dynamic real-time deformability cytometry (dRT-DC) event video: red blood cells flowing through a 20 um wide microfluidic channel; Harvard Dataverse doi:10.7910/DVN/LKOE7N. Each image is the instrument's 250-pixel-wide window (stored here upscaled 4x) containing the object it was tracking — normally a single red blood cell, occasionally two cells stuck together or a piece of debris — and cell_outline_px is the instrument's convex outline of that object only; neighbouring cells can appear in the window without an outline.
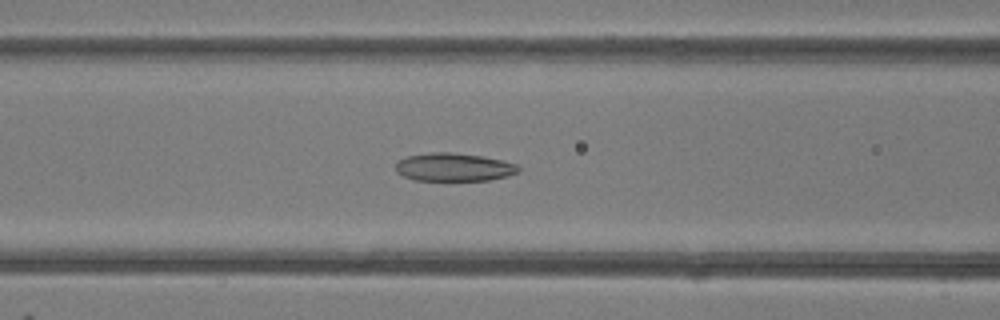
{"species": "common noctule bat (a hibernating species)", "species_latin": "Nyctalus noctula", "temperature_condition": "room temperature", "stored_images_in_passage": 49, "camera_frame_rate_fps": 3000, "um_per_image_px": 0.085, "animal": {"sex": "female"}, "frame": {"image": 1, "passage_image": 20, "time_ms": 6.333, "image_size_px": [1000, 320], "cell_outline_px": [[520, 172], [508, 176], [488, 180], [416, 180], [404, 176], [396, 172], [396, 164], [400, 160], [408, 156], [432, 152], [452, 152], [480, 156], [500, 160], [516, 164], [520, 168]], "centroid_in_image_um": [38.59, 14.21], "position_along_channel_um": 128.0, "area_um2": 19.94}}
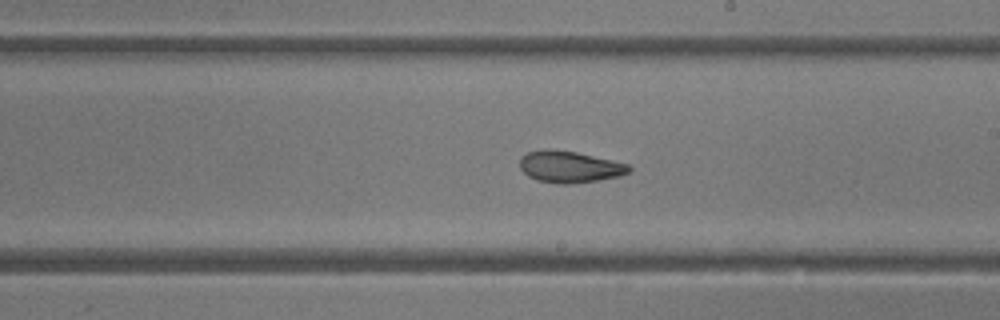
{"frame": {"image": 2, "passage_image": 28, "time_ms": 9.0, "image_size_px": [1000, 320], "cell_outline_px": [[632, 168], [628, 172], [620, 176], [572, 184], [556, 184], [536, 180], [528, 176], [520, 168], [520, 156], [528, 152], [544, 148], [548, 148], [576, 152], [612, 160], [628, 164]], "centroid_in_image_um": [48.38, 14.17], "position_along_channel_um": 240.6, "area_um2": 20.23}}
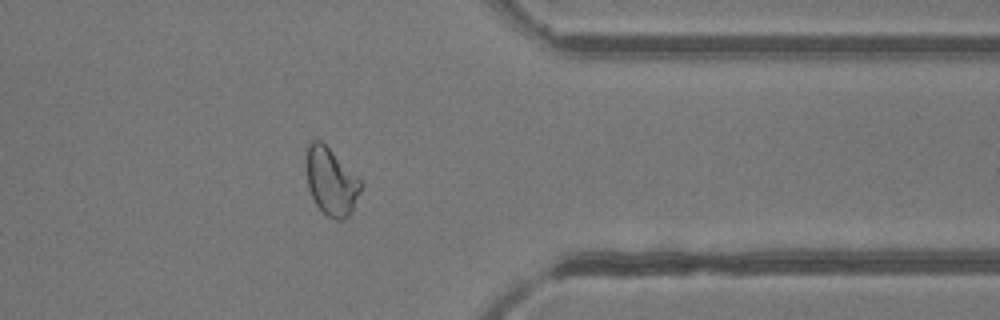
{"frame": {"image": 3, "passage_image": 39, "time_ms": 12.667, "image_size_px": [1000, 320], "cell_outline_px": [[364, 184], [352, 212], [344, 220], [336, 220], [328, 216], [316, 204], [308, 188], [304, 164], [308, 144], [312, 140], [320, 140]], "centroid_in_image_um": [28.12, 15.44], "position_along_channel_um": 383.3, "area_um2": 21.44}, "authors_computed_cell_mechanics": {"area_um2": 22.9466, "velocity_mm_per_s": 4.2205, "shape_relaxation_time_tau1_ms": null, "shape_relaxation_time_tau2_ms": 1.9932, "deformation_change_tau1": null, "deformation_change_tau2": 0.0846}}